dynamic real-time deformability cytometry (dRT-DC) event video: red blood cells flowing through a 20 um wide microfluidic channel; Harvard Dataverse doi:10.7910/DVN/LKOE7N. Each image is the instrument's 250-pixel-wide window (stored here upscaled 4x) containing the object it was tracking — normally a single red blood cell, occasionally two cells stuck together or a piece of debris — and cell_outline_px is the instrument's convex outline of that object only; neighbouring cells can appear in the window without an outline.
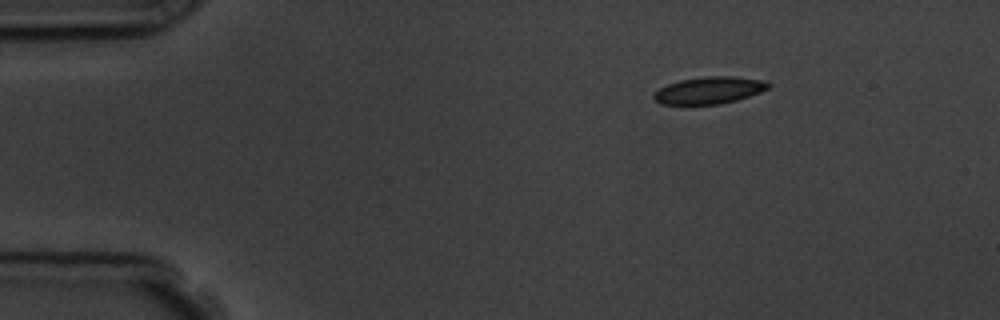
{"species": "common noctule bat (a hibernating species)", "species_latin": "Nyctalus noctula", "temperature_condition": "room temperature", "stored_images_in_passage": 4, "camera_frame_rate_fps": 3000, "um_per_image_px": 0.085, "animal": {"sex": "male", "body_mass_g": 19.5, "forearm_length_mm": 54.6}, "frame": {"image": 1, "passage_image": 1, "time_ms": 0.0, "image_size_px": [1000, 320], "cell_outline_px": [[772, 84], [768, 88], [760, 92], [736, 100], [720, 104], [660, 104], [652, 96], [660, 88], [668, 84], [680, 80], [704, 76], [732, 76], [764, 80]], "centroid_in_image_um": [60.3, 7.66], "position_along_channel_um": 24.7, "area_um2": 17.92}}